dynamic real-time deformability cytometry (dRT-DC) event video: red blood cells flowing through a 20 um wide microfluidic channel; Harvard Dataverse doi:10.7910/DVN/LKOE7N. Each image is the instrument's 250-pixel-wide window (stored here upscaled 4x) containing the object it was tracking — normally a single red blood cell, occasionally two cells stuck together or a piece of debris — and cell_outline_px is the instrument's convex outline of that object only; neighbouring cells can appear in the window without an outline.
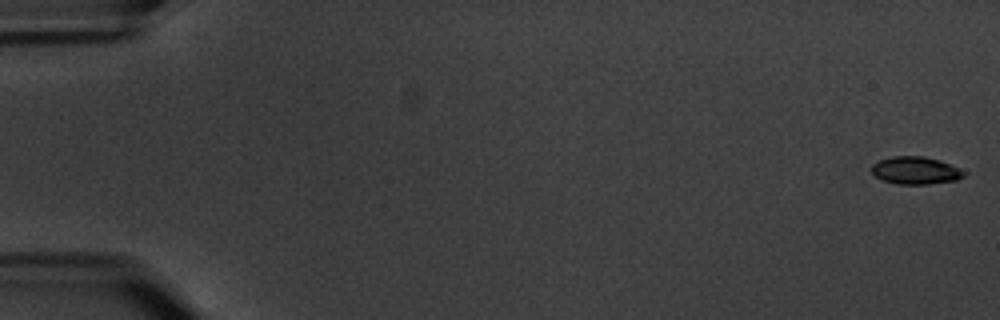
{"species": "common noctule bat (a hibernating species)", "species_latin": "Nyctalus noctula", "temperature_condition": "warm", "stored_images_in_passage": 16, "camera_frame_rate_fps": 3000, "um_per_image_px": 0.085, "animal": {"sex": "male", "body_mass_g": 20.1, "forearm_length_mm": 53.5}, "frame": {"image": 1, "passage_image": 1, "time_ms": 0.0, "image_size_px": [1000, 320], "cell_outline_px": [[968, 172], [964, 176], [956, 180], [928, 184], [900, 184], [884, 180], [876, 176], [872, 172], [872, 164], [880, 160], [892, 156], [924, 156], [940, 160]], "centroid_in_image_um": [77.85, 14.48], "position_along_channel_um": 7.1, "area_um2": 14.74}}
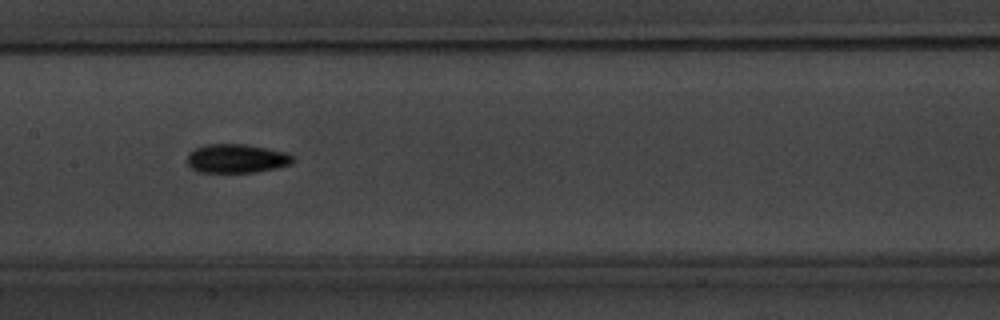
{"frame": {"image": 2, "passage_image": 9, "time_ms": 10.0, "image_size_px": [1000, 320], "cell_outline_px": [[296, 160], [292, 164], [276, 168], [256, 172], [196, 172], [188, 164], [188, 152], [196, 148], [208, 144], [244, 144], [268, 148], [284, 152], [296, 156]], "centroid_in_image_um": [20.15, 13.47], "position_along_channel_um": 187.2, "area_um2": 17.92}}
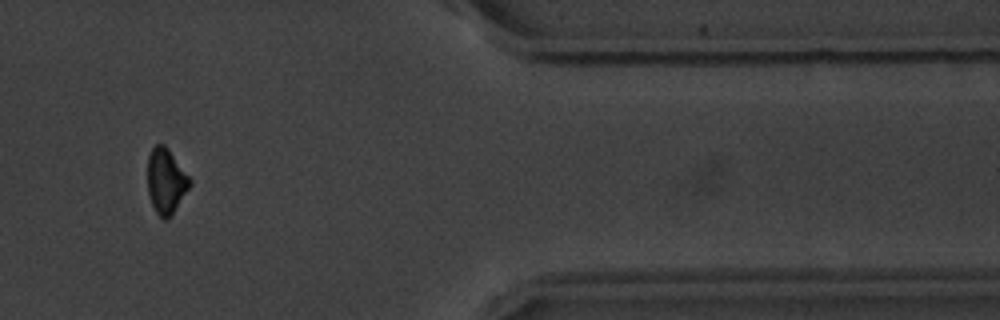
{"frame": {"image": 3, "passage_image": 14, "time_ms": 17.0, "image_size_px": [1000, 320], "cell_outline_px": [[192, 184], [172, 212], [164, 220], [156, 212], [152, 204], [148, 192], [148, 156], [152, 148], [156, 144], [164, 144], [168, 148], [192, 180]], "centroid_in_image_um": [14.11, 15.34], "position_along_channel_um": 397.3, "area_um2": 15.72}, "authors_computed_cell_mechanics": {"area_um2": 15.895, "velocity_mm_per_s": 3.3921, "shape_relaxation_time_tau1_ms": 3.054, "shape_relaxation_time_tau2_ms": null, "deformation_change_tau1": 0.0807, "deformation_change_tau2": null}}